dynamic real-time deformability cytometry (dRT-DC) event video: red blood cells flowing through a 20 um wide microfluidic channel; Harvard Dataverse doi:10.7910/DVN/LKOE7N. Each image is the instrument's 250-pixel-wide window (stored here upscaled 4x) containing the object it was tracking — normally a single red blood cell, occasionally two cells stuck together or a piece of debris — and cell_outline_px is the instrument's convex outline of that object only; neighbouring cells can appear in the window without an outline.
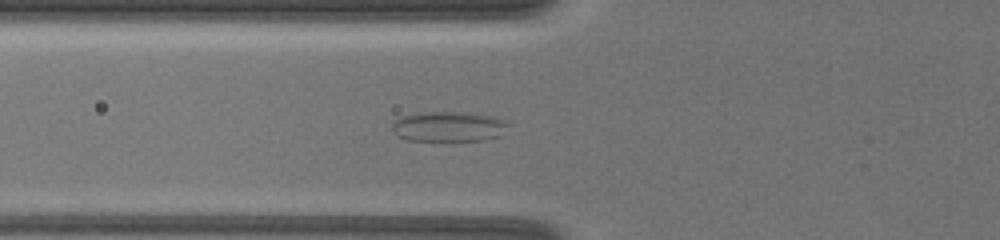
{"species": "common noctule bat (a hibernating species)", "species_latin": "Nyctalus noctula", "temperature_condition": "warm", "stored_images_in_passage": 53, "camera_frame_rate_fps": 3000, "um_per_image_px": 0.085, "animal": {"sex": "female", "body_mass_g": 19.5, "forearm_length_mm": 54.1}, "frame": {"image": 1, "passage_image": 2, "time_ms": 0.333, "image_size_px": [1000, 240], "cell_outline_px": [[508, 124], [500, 136], [484, 140], [408, 140], [396, 136], [392, 132], [392, 124], [400, 116], [420, 112], [464, 112], [492, 116], [508, 120]], "centroid_in_image_um": [38.11, 10.75], "position_along_channel_um": 87.7, "area_um2": 20.46}}
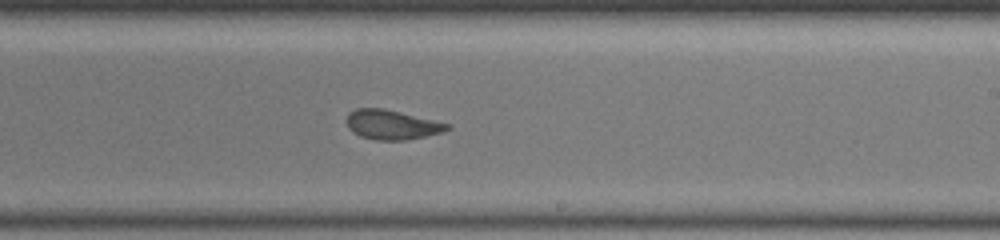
{"frame": {"image": 2, "passage_image": 24, "time_ms": 4.333, "image_size_px": [1000, 240], "cell_outline_px": [[452, 128], [440, 132], [408, 140], [376, 140], [360, 136], [352, 132], [348, 128], [344, 120], [348, 112], [356, 108], [384, 108], [452, 124]], "centroid_in_image_um": [33.27, 10.59], "position_along_channel_um": 255.7, "area_um2": 17.57}}
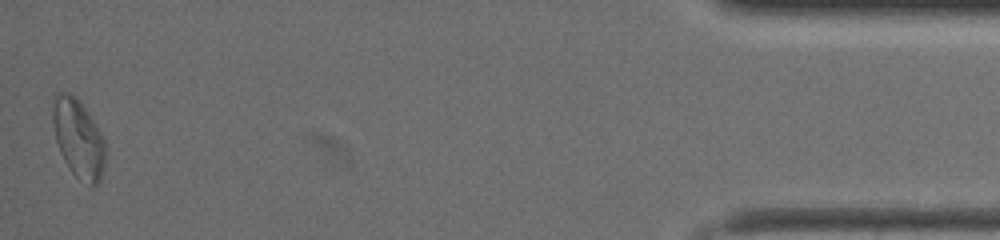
{"frame": {"image": 3, "passage_image": 53, "time_ms": 10.333, "image_size_px": [1000, 240], "cell_outline_px": [[104, 164], [100, 180], [92, 188], [80, 180], [68, 168], [60, 152], [56, 140], [52, 120], [52, 108], [56, 92], [68, 92], [76, 96], [100, 132], [104, 140]], "centroid_in_image_um": [6.63, 11.79], "position_along_channel_um": 428.6, "area_um2": 23.87}, "authors_computed_cell_mechanics": {"area_um2": 17.918, "velocity_mm_per_s": 4.1971, "shape_relaxation_time_tau1_ms": null, "shape_relaxation_time_tau2_ms": 1.387, "deformation_change_tau1": null, "deformation_change_tau2": 0.0914}}